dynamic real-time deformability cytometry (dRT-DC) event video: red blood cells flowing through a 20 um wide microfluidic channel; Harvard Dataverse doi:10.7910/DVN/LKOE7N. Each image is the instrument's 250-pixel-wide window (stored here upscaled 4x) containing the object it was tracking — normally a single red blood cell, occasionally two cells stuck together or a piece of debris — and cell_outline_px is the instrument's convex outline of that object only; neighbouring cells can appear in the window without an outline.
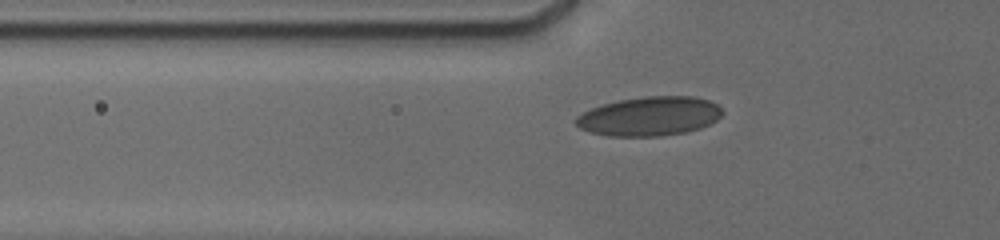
{"species": "human", "species_latin": "Homo sapiens", "temperature_condition": "cold", "stored_images_in_passage": 34, "camera_frame_rate_fps": 3000, "um_per_image_px": 0.085, "donor": {"sex": "male"}, "frame": {"image": 1, "passage_image": 10, "time_ms": 3.0, "image_size_px": [1000, 240], "cell_outline_px": [[724, 112], [716, 120], [700, 128], [684, 132], [660, 136], [608, 136], [588, 132], [580, 128], [576, 124], [576, 116], [592, 108], [604, 104], [620, 100], [644, 96], [692, 96], [708, 100], [716, 104]], "centroid_in_image_um": [55.2, 9.88], "position_along_channel_um": 70.6, "area_um2": 33.23}}
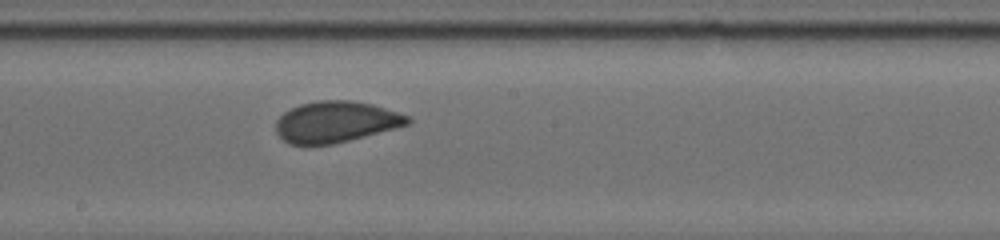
{"frame": {"image": 2, "passage_image": 20, "time_ms": 7.0, "image_size_px": [1000, 240], "cell_outline_px": [[412, 120], [408, 124], [364, 136], [332, 144], [288, 144], [276, 132], [276, 120], [284, 112], [300, 104], [316, 100], [352, 100], [372, 104], [408, 116]], "centroid_in_image_um": [28.5, 10.34], "position_along_channel_um": 219.7, "area_um2": 31.21}}
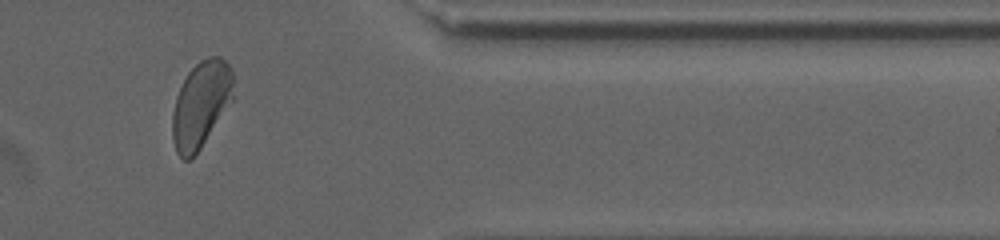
{"frame": {"image": 3, "passage_image": 31, "time_ms": 12.0, "image_size_px": [1000, 240], "cell_outline_px": [[232, 100], [192, 160], [184, 160], [176, 152], [172, 140], [172, 112], [176, 96], [188, 72], [200, 60], [208, 56], [220, 56], [228, 64], [232, 72]], "centroid_in_image_um": [17.04, 8.89], "position_along_channel_um": 394.4, "area_um2": 30.4}, "authors_computed_cell_mechanics": {"area_um2": 31.7322, "velocity_mm_per_s": 3.7813, "shape_relaxation_time_tau1_ms": 3.6652, "shape_relaxation_time_tau2_ms": null, "deformation_change_tau1": 0.0992, "deformation_change_tau2": null}}